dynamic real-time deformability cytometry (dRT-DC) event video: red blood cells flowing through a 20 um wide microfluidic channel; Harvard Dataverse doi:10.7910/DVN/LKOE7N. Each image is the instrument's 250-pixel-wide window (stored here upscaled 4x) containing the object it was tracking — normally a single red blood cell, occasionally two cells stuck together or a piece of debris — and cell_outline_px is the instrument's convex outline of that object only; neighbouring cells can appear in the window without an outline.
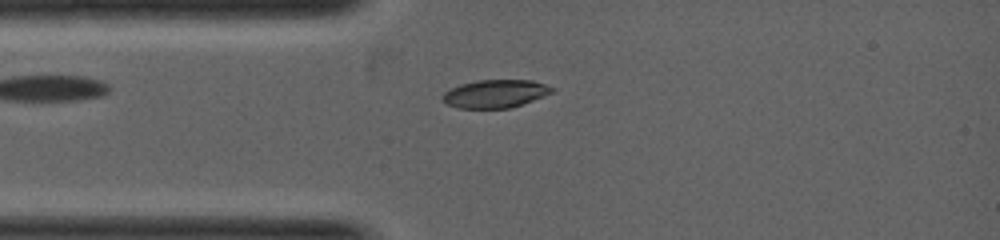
{"species": "common noctule bat (a hibernating species)", "species_latin": "Nyctalus noctula", "temperature_condition": "warm", "stored_images_in_passage": 7, "camera_frame_rate_fps": 5000, "um_per_image_px": 0.085, "animal": {"sex": "female", "body_mass_g": 19.0, "forearm_length_mm": 53.3}, "frame": {"image": 1, "passage_image": 7, "time_ms": 1.4, "image_size_px": [1000, 240], "cell_outline_px": [[556, 88], [552, 92], [544, 96], [512, 108], [456, 108], [448, 104], [440, 96], [444, 92], [460, 84], [476, 80], [532, 80]], "centroid_in_image_um": [42.1, 7.96], "position_along_channel_um": 42.9, "area_um2": 17.92}}